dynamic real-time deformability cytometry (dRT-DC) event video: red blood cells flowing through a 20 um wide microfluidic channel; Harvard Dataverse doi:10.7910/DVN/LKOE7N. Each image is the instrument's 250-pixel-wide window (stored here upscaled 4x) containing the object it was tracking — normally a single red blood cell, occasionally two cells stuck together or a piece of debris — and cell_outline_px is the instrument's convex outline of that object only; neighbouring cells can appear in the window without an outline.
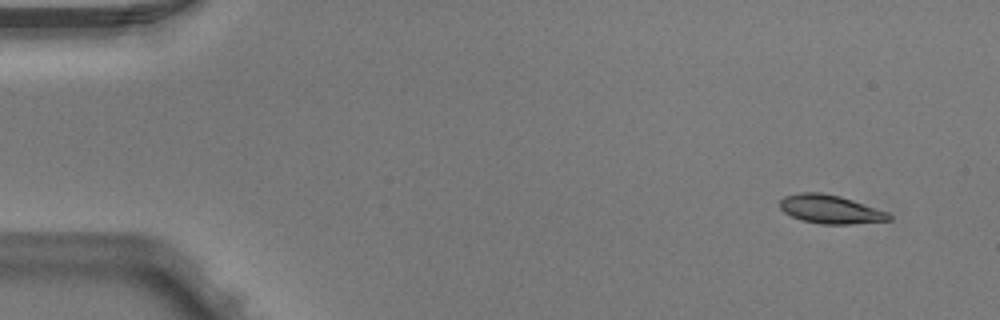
{"species": "Egyptian fruit bat (a non-hibernating species)", "species_latin": "Rousettus aegyptiacus", "temperature_condition": "warm", "stored_images_in_passage": 5, "segment_of_instrument_passage": [1, 2], "camera_frame_rate_fps": 3000, "um_per_image_px": 0.085, "animal": {"sex": "male"}, "frame": {"image": 1, "passage_image": 1, "time_ms": 0.0, "image_size_px": [1000, 320], "cell_outline_px": [[892, 220], [852, 224], [820, 224], [800, 220], [784, 212], [780, 208], [780, 200], [784, 196], [800, 192], [820, 192], [840, 196], [888, 212], [892, 216]], "centroid_in_image_um": [70.57, 17.79], "position_along_channel_um": 14.4, "area_um2": 18.21}}
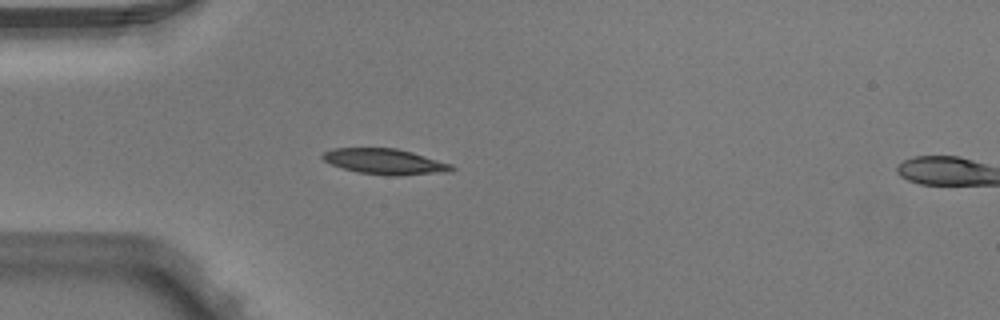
{"frame": {"image": 2, "passage_image": 4, "time_ms": 1.0, "image_size_px": [1000, 320], "cell_outline_px": [[456, 168], [452, 172], [396, 176], [392, 176], [360, 172], [344, 168], [332, 164], [324, 160], [320, 156], [324, 152], [332, 148], [396, 148], [412, 152], [452, 164]], "centroid_in_image_um": [32.77, 13.73], "position_along_channel_um": 52.2, "area_um2": 19.25}}